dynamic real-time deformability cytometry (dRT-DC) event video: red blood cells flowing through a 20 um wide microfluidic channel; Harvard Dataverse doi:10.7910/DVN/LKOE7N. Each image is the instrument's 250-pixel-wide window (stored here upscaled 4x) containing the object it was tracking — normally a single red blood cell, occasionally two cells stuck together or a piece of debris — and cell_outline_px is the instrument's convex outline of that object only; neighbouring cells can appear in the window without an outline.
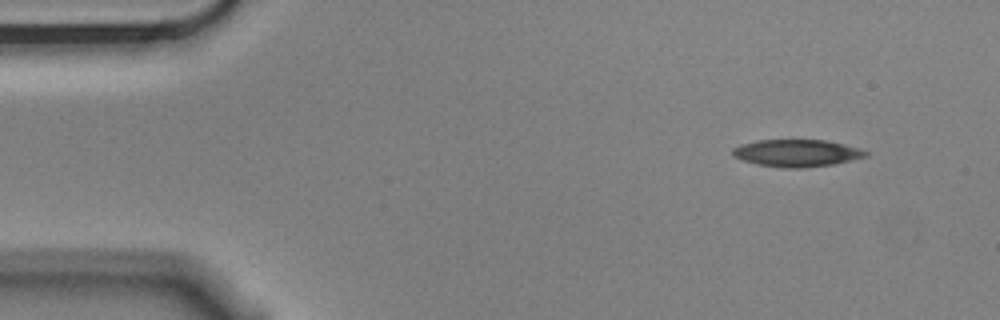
{"species": "Egyptian fruit bat (a non-hibernating species)", "species_latin": "Rousettus aegyptiacus", "temperature_condition": "cold", "stored_images_in_passage": 3, "camera_frame_rate_fps": 3000, "um_per_image_px": 0.085, "animal": {"sex": "male"}, "frame": {"image": 1, "passage_image": 1, "time_ms": 0.0, "image_size_px": [1000, 320], "cell_outline_px": [[868, 156], [832, 164], [800, 168], [788, 168], [756, 164], [732, 156], [732, 148], [740, 144], [760, 140], [824, 140], [860, 148], [868, 152]], "centroid_in_image_um": [67.7, 13.01], "position_along_channel_um": 17.3, "area_um2": 20.87}}
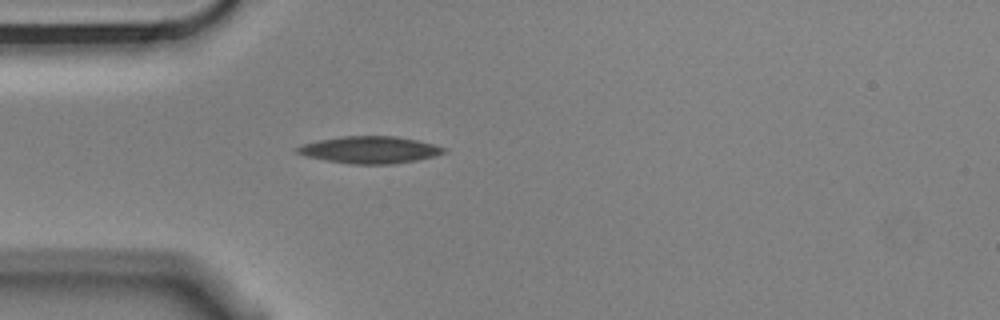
{"frame": {"image": 2, "passage_image": 3, "time_ms": 0.667, "image_size_px": [1000, 320], "cell_outline_px": [[448, 152], [416, 160], [392, 164], [352, 164], [304, 156], [296, 152], [292, 148], [304, 144], [320, 140], [344, 136], [396, 136], [416, 140], [448, 148]], "centroid_in_image_um": [31.43, 12.73], "position_along_channel_um": 53.6, "area_um2": 22.95}}